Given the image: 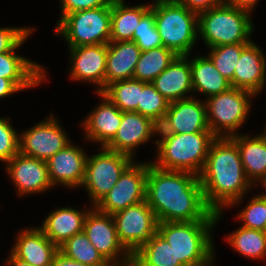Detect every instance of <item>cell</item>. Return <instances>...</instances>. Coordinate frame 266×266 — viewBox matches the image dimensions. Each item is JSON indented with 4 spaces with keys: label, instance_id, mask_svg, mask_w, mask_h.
<instances>
[{
    "label": "cell",
    "instance_id": "cell-15",
    "mask_svg": "<svg viewBox=\"0 0 266 266\" xmlns=\"http://www.w3.org/2000/svg\"><path fill=\"white\" fill-rule=\"evenodd\" d=\"M6 170L19 196L40 193L53 187L47 162L17 153L6 163Z\"/></svg>",
    "mask_w": 266,
    "mask_h": 266
},
{
    "label": "cell",
    "instance_id": "cell-23",
    "mask_svg": "<svg viewBox=\"0 0 266 266\" xmlns=\"http://www.w3.org/2000/svg\"><path fill=\"white\" fill-rule=\"evenodd\" d=\"M46 76L43 66L16 54L15 49L0 53V77L10 79L21 91L38 86Z\"/></svg>",
    "mask_w": 266,
    "mask_h": 266
},
{
    "label": "cell",
    "instance_id": "cell-47",
    "mask_svg": "<svg viewBox=\"0 0 266 266\" xmlns=\"http://www.w3.org/2000/svg\"><path fill=\"white\" fill-rule=\"evenodd\" d=\"M258 182L261 183L263 189L266 191V176L261 177L254 185L258 184ZM258 196L266 200V193L259 194Z\"/></svg>",
    "mask_w": 266,
    "mask_h": 266
},
{
    "label": "cell",
    "instance_id": "cell-28",
    "mask_svg": "<svg viewBox=\"0 0 266 266\" xmlns=\"http://www.w3.org/2000/svg\"><path fill=\"white\" fill-rule=\"evenodd\" d=\"M151 9V4L126 6L124 0L111 4L110 42L133 41V34L141 18Z\"/></svg>",
    "mask_w": 266,
    "mask_h": 266
},
{
    "label": "cell",
    "instance_id": "cell-3",
    "mask_svg": "<svg viewBox=\"0 0 266 266\" xmlns=\"http://www.w3.org/2000/svg\"><path fill=\"white\" fill-rule=\"evenodd\" d=\"M157 161L160 169L186 171L199 176L205 166L211 143L217 138L212 132L157 133Z\"/></svg>",
    "mask_w": 266,
    "mask_h": 266
},
{
    "label": "cell",
    "instance_id": "cell-13",
    "mask_svg": "<svg viewBox=\"0 0 266 266\" xmlns=\"http://www.w3.org/2000/svg\"><path fill=\"white\" fill-rule=\"evenodd\" d=\"M60 123L51 114L19 134V153L42 161H47L58 151L63 150L71 141Z\"/></svg>",
    "mask_w": 266,
    "mask_h": 266
},
{
    "label": "cell",
    "instance_id": "cell-4",
    "mask_svg": "<svg viewBox=\"0 0 266 266\" xmlns=\"http://www.w3.org/2000/svg\"><path fill=\"white\" fill-rule=\"evenodd\" d=\"M222 213L215 212L217 220L160 222L157 232L169 243L176 260L183 265L206 261L214 253L211 230L217 225Z\"/></svg>",
    "mask_w": 266,
    "mask_h": 266
},
{
    "label": "cell",
    "instance_id": "cell-2",
    "mask_svg": "<svg viewBox=\"0 0 266 266\" xmlns=\"http://www.w3.org/2000/svg\"><path fill=\"white\" fill-rule=\"evenodd\" d=\"M199 179L205 203L213 212L240 203L253 185L243 169L238 146L230 137H217L211 143Z\"/></svg>",
    "mask_w": 266,
    "mask_h": 266
},
{
    "label": "cell",
    "instance_id": "cell-48",
    "mask_svg": "<svg viewBox=\"0 0 266 266\" xmlns=\"http://www.w3.org/2000/svg\"><path fill=\"white\" fill-rule=\"evenodd\" d=\"M170 1H174V0H155L152 4L170 2Z\"/></svg>",
    "mask_w": 266,
    "mask_h": 266
},
{
    "label": "cell",
    "instance_id": "cell-49",
    "mask_svg": "<svg viewBox=\"0 0 266 266\" xmlns=\"http://www.w3.org/2000/svg\"><path fill=\"white\" fill-rule=\"evenodd\" d=\"M266 128V127H265ZM265 137H266V129H265V131L262 133Z\"/></svg>",
    "mask_w": 266,
    "mask_h": 266
},
{
    "label": "cell",
    "instance_id": "cell-37",
    "mask_svg": "<svg viewBox=\"0 0 266 266\" xmlns=\"http://www.w3.org/2000/svg\"><path fill=\"white\" fill-rule=\"evenodd\" d=\"M237 218L243 221V227L266 231V200L258 195L253 196Z\"/></svg>",
    "mask_w": 266,
    "mask_h": 266
},
{
    "label": "cell",
    "instance_id": "cell-21",
    "mask_svg": "<svg viewBox=\"0 0 266 266\" xmlns=\"http://www.w3.org/2000/svg\"><path fill=\"white\" fill-rule=\"evenodd\" d=\"M188 58L177 56L152 82L156 90L170 103L191 97L186 96L193 91Z\"/></svg>",
    "mask_w": 266,
    "mask_h": 266
},
{
    "label": "cell",
    "instance_id": "cell-25",
    "mask_svg": "<svg viewBox=\"0 0 266 266\" xmlns=\"http://www.w3.org/2000/svg\"><path fill=\"white\" fill-rule=\"evenodd\" d=\"M88 211L61 207L51 212L39 228L52 243L59 247L73 235L83 231L84 219Z\"/></svg>",
    "mask_w": 266,
    "mask_h": 266
},
{
    "label": "cell",
    "instance_id": "cell-9",
    "mask_svg": "<svg viewBox=\"0 0 266 266\" xmlns=\"http://www.w3.org/2000/svg\"><path fill=\"white\" fill-rule=\"evenodd\" d=\"M134 160L125 154L101 147V152L87 156L83 187L95 206L116 184Z\"/></svg>",
    "mask_w": 266,
    "mask_h": 266
},
{
    "label": "cell",
    "instance_id": "cell-12",
    "mask_svg": "<svg viewBox=\"0 0 266 266\" xmlns=\"http://www.w3.org/2000/svg\"><path fill=\"white\" fill-rule=\"evenodd\" d=\"M149 165V162L133 161L120 175L111 190L94 207L102 213L113 215L128 206L145 201Z\"/></svg>",
    "mask_w": 266,
    "mask_h": 266
},
{
    "label": "cell",
    "instance_id": "cell-40",
    "mask_svg": "<svg viewBox=\"0 0 266 266\" xmlns=\"http://www.w3.org/2000/svg\"><path fill=\"white\" fill-rule=\"evenodd\" d=\"M62 14L57 24L72 12L96 9L102 6H111L114 0H60Z\"/></svg>",
    "mask_w": 266,
    "mask_h": 266
},
{
    "label": "cell",
    "instance_id": "cell-7",
    "mask_svg": "<svg viewBox=\"0 0 266 266\" xmlns=\"http://www.w3.org/2000/svg\"><path fill=\"white\" fill-rule=\"evenodd\" d=\"M68 47L108 44L111 33V6L67 14L55 27Z\"/></svg>",
    "mask_w": 266,
    "mask_h": 266
},
{
    "label": "cell",
    "instance_id": "cell-33",
    "mask_svg": "<svg viewBox=\"0 0 266 266\" xmlns=\"http://www.w3.org/2000/svg\"><path fill=\"white\" fill-rule=\"evenodd\" d=\"M58 249L67 257L88 266H111L93 246L84 231L73 235Z\"/></svg>",
    "mask_w": 266,
    "mask_h": 266
},
{
    "label": "cell",
    "instance_id": "cell-10",
    "mask_svg": "<svg viewBox=\"0 0 266 266\" xmlns=\"http://www.w3.org/2000/svg\"><path fill=\"white\" fill-rule=\"evenodd\" d=\"M83 231L111 266L132 264V255L119 242L112 215L102 213L95 207L90 208L84 219Z\"/></svg>",
    "mask_w": 266,
    "mask_h": 266
},
{
    "label": "cell",
    "instance_id": "cell-29",
    "mask_svg": "<svg viewBox=\"0 0 266 266\" xmlns=\"http://www.w3.org/2000/svg\"><path fill=\"white\" fill-rule=\"evenodd\" d=\"M169 243L156 232L133 255L131 266H182Z\"/></svg>",
    "mask_w": 266,
    "mask_h": 266
},
{
    "label": "cell",
    "instance_id": "cell-19",
    "mask_svg": "<svg viewBox=\"0 0 266 266\" xmlns=\"http://www.w3.org/2000/svg\"><path fill=\"white\" fill-rule=\"evenodd\" d=\"M263 51L253 41L241 52L235 66L233 87L252 92L264 89L266 82V59Z\"/></svg>",
    "mask_w": 266,
    "mask_h": 266
},
{
    "label": "cell",
    "instance_id": "cell-45",
    "mask_svg": "<svg viewBox=\"0 0 266 266\" xmlns=\"http://www.w3.org/2000/svg\"><path fill=\"white\" fill-rule=\"evenodd\" d=\"M11 254H9L8 260L6 261V265L9 266H32L29 263H27L26 261L17 258L12 252H10Z\"/></svg>",
    "mask_w": 266,
    "mask_h": 266
},
{
    "label": "cell",
    "instance_id": "cell-42",
    "mask_svg": "<svg viewBox=\"0 0 266 266\" xmlns=\"http://www.w3.org/2000/svg\"><path fill=\"white\" fill-rule=\"evenodd\" d=\"M50 266H88V265L75 261L67 257L65 254H63L61 251L58 250L53 257Z\"/></svg>",
    "mask_w": 266,
    "mask_h": 266
},
{
    "label": "cell",
    "instance_id": "cell-32",
    "mask_svg": "<svg viewBox=\"0 0 266 266\" xmlns=\"http://www.w3.org/2000/svg\"><path fill=\"white\" fill-rule=\"evenodd\" d=\"M142 81L127 79L109 84L102 93L122 112H137Z\"/></svg>",
    "mask_w": 266,
    "mask_h": 266
},
{
    "label": "cell",
    "instance_id": "cell-16",
    "mask_svg": "<svg viewBox=\"0 0 266 266\" xmlns=\"http://www.w3.org/2000/svg\"><path fill=\"white\" fill-rule=\"evenodd\" d=\"M69 48L70 62H72L71 80L94 83L98 87L96 92H102L105 89L107 44Z\"/></svg>",
    "mask_w": 266,
    "mask_h": 266
},
{
    "label": "cell",
    "instance_id": "cell-18",
    "mask_svg": "<svg viewBox=\"0 0 266 266\" xmlns=\"http://www.w3.org/2000/svg\"><path fill=\"white\" fill-rule=\"evenodd\" d=\"M87 154L71 142L46 162L49 179L53 186L62 184L67 188L82 187L85 179Z\"/></svg>",
    "mask_w": 266,
    "mask_h": 266
},
{
    "label": "cell",
    "instance_id": "cell-44",
    "mask_svg": "<svg viewBox=\"0 0 266 266\" xmlns=\"http://www.w3.org/2000/svg\"><path fill=\"white\" fill-rule=\"evenodd\" d=\"M258 0H224V2L230 6L236 7L241 10H245L251 13Z\"/></svg>",
    "mask_w": 266,
    "mask_h": 266
},
{
    "label": "cell",
    "instance_id": "cell-6",
    "mask_svg": "<svg viewBox=\"0 0 266 266\" xmlns=\"http://www.w3.org/2000/svg\"><path fill=\"white\" fill-rule=\"evenodd\" d=\"M162 45L177 56H190L198 39V14L177 1L151 4Z\"/></svg>",
    "mask_w": 266,
    "mask_h": 266
},
{
    "label": "cell",
    "instance_id": "cell-36",
    "mask_svg": "<svg viewBox=\"0 0 266 266\" xmlns=\"http://www.w3.org/2000/svg\"><path fill=\"white\" fill-rule=\"evenodd\" d=\"M133 41L141 51L163 46L155 25L154 11L152 9H150L138 23V27L133 34Z\"/></svg>",
    "mask_w": 266,
    "mask_h": 266
},
{
    "label": "cell",
    "instance_id": "cell-38",
    "mask_svg": "<svg viewBox=\"0 0 266 266\" xmlns=\"http://www.w3.org/2000/svg\"><path fill=\"white\" fill-rule=\"evenodd\" d=\"M9 120L0 117V161L5 164L19 153V135Z\"/></svg>",
    "mask_w": 266,
    "mask_h": 266
},
{
    "label": "cell",
    "instance_id": "cell-31",
    "mask_svg": "<svg viewBox=\"0 0 266 266\" xmlns=\"http://www.w3.org/2000/svg\"><path fill=\"white\" fill-rule=\"evenodd\" d=\"M226 238L233 249L247 258L261 260L266 257V231L241 226Z\"/></svg>",
    "mask_w": 266,
    "mask_h": 266
},
{
    "label": "cell",
    "instance_id": "cell-11",
    "mask_svg": "<svg viewBox=\"0 0 266 266\" xmlns=\"http://www.w3.org/2000/svg\"><path fill=\"white\" fill-rule=\"evenodd\" d=\"M112 216L119 242L131 255L157 232L158 220L146 200Z\"/></svg>",
    "mask_w": 266,
    "mask_h": 266
},
{
    "label": "cell",
    "instance_id": "cell-46",
    "mask_svg": "<svg viewBox=\"0 0 266 266\" xmlns=\"http://www.w3.org/2000/svg\"><path fill=\"white\" fill-rule=\"evenodd\" d=\"M215 255L214 253L206 260V261H200L198 263H191V264H184L182 266H213Z\"/></svg>",
    "mask_w": 266,
    "mask_h": 266
},
{
    "label": "cell",
    "instance_id": "cell-8",
    "mask_svg": "<svg viewBox=\"0 0 266 266\" xmlns=\"http://www.w3.org/2000/svg\"><path fill=\"white\" fill-rule=\"evenodd\" d=\"M247 90L231 87L229 90L206 98L209 130L216 137H232L249 115L251 97Z\"/></svg>",
    "mask_w": 266,
    "mask_h": 266
},
{
    "label": "cell",
    "instance_id": "cell-43",
    "mask_svg": "<svg viewBox=\"0 0 266 266\" xmlns=\"http://www.w3.org/2000/svg\"><path fill=\"white\" fill-rule=\"evenodd\" d=\"M21 91L10 79L0 77V99Z\"/></svg>",
    "mask_w": 266,
    "mask_h": 266
},
{
    "label": "cell",
    "instance_id": "cell-1",
    "mask_svg": "<svg viewBox=\"0 0 266 266\" xmlns=\"http://www.w3.org/2000/svg\"><path fill=\"white\" fill-rule=\"evenodd\" d=\"M146 201L160 222L217 220L205 203L199 176L148 166Z\"/></svg>",
    "mask_w": 266,
    "mask_h": 266
},
{
    "label": "cell",
    "instance_id": "cell-35",
    "mask_svg": "<svg viewBox=\"0 0 266 266\" xmlns=\"http://www.w3.org/2000/svg\"><path fill=\"white\" fill-rule=\"evenodd\" d=\"M249 44L236 43L211 47L209 50L210 53L207 55L222 76L230 81L232 87L236 63L240 58L241 52Z\"/></svg>",
    "mask_w": 266,
    "mask_h": 266
},
{
    "label": "cell",
    "instance_id": "cell-14",
    "mask_svg": "<svg viewBox=\"0 0 266 266\" xmlns=\"http://www.w3.org/2000/svg\"><path fill=\"white\" fill-rule=\"evenodd\" d=\"M211 132L207 121L205 101L194 97L181 99L169 104L166 115L157 133H198Z\"/></svg>",
    "mask_w": 266,
    "mask_h": 266
},
{
    "label": "cell",
    "instance_id": "cell-17",
    "mask_svg": "<svg viewBox=\"0 0 266 266\" xmlns=\"http://www.w3.org/2000/svg\"><path fill=\"white\" fill-rule=\"evenodd\" d=\"M158 127L150 118L137 112H122L120 126L114 138L105 147L134 159V149L156 135Z\"/></svg>",
    "mask_w": 266,
    "mask_h": 266
},
{
    "label": "cell",
    "instance_id": "cell-26",
    "mask_svg": "<svg viewBox=\"0 0 266 266\" xmlns=\"http://www.w3.org/2000/svg\"><path fill=\"white\" fill-rule=\"evenodd\" d=\"M238 146L243 169L250 182L255 184L266 176V137L235 134L230 137Z\"/></svg>",
    "mask_w": 266,
    "mask_h": 266
},
{
    "label": "cell",
    "instance_id": "cell-41",
    "mask_svg": "<svg viewBox=\"0 0 266 266\" xmlns=\"http://www.w3.org/2000/svg\"><path fill=\"white\" fill-rule=\"evenodd\" d=\"M189 10L199 14L224 3V0H175Z\"/></svg>",
    "mask_w": 266,
    "mask_h": 266
},
{
    "label": "cell",
    "instance_id": "cell-27",
    "mask_svg": "<svg viewBox=\"0 0 266 266\" xmlns=\"http://www.w3.org/2000/svg\"><path fill=\"white\" fill-rule=\"evenodd\" d=\"M191 60L193 92L207 95L208 98L225 92L232 87L230 81L222 76L208 56L198 55Z\"/></svg>",
    "mask_w": 266,
    "mask_h": 266
},
{
    "label": "cell",
    "instance_id": "cell-30",
    "mask_svg": "<svg viewBox=\"0 0 266 266\" xmlns=\"http://www.w3.org/2000/svg\"><path fill=\"white\" fill-rule=\"evenodd\" d=\"M177 57L170 49L162 46L141 51L133 74V79L152 83Z\"/></svg>",
    "mask_w": 266,
    "mask_h": 266
},
{
    "label": "cell",
    "instance_id": "cell-20",
    "mask_svg": "<svg viewBox=\"0 0 266 266\" xmlns=\"http://www.w3.org/2000/svg\"><path fill=\"white\" fill-rule=\"evenodd\" d=\"M103 100L82 123L86 140L105 147L115 136L121 120L120 111L102 92H97Z\"/></svg>",
    "mask_w": 266,
    "mask_h": 266
},
{
    "label": "cell",
    "instance_id": "cell-22",
    "mask_svg": "<svg viewBox=\"0 0 266 266\" xmlns=\"http://www.w3.org/2000/svg\"><path fill=\"white\" fill-rule=\"evenodd\" d=\"M58 247L39 228H27L18 233L11 252L32 266H50Z\"/></svg>",
    "mask_w": 266,
    "mask_h": 266
},
{
    "label": "cell",
    "instance_id": "cell-34",
    "mask_svg": "<svg viewBox=\"0 0 266 266\" xmlns=\"http://www.w3.org/2000/svg\"><path fill=\"white\" fill-rule=\"evenodd\" d=\"M170 102L166 100L152 83L142 82V92L137 113L150 118L158 126L162 123Z\"/></svg>",
    "mask_w": 266,
    "mask_h": 266
},
{
    "label": "cell",
    "instance_id": "cell-5",
    "mask_svg": "<svg viewBox=\"0 0 266 266\" xmlns=\"http://www.w3.org/2000/svg\"><path fill=\"white\" fill-rule=\"evenodd\" d=\"M251 15L225 2L198 14V35L207 47L251 43Z\"/></svg>",
    "mask_w": 266,
    "mask_h": 266
},
{
    "label": "cell",
    "instance_id": "cell-24",
    "mask_svg": "<svg viewBox=\"0 0 266 266\" xmlns=\"http://www.w3.org/2000/svg\"><path fill=\"white\" fill-rule=\"evenodd\" d=\"M141 50L134 41H116L107 44L105 88L116 81L133 79Z\"/></svg>",
    "mask_w": 266,
    "mask_h": 266
},
{
    "label": "cell",
    "instance_id": "cell-39",
    "mask_svg": "<svg viewBox=\"0 0 266 266\" xmlns=\"http://www.w3.org/2000/svg\"><path fill=\"white\" fill-rule=\"evenodd\" d=\"M35 31L29 27H4L0 28V53L12 51L21 47L28 36Z\"/></svg>",
    "mask_w": 266,
    "mask_h": 266
}]
</instances>
